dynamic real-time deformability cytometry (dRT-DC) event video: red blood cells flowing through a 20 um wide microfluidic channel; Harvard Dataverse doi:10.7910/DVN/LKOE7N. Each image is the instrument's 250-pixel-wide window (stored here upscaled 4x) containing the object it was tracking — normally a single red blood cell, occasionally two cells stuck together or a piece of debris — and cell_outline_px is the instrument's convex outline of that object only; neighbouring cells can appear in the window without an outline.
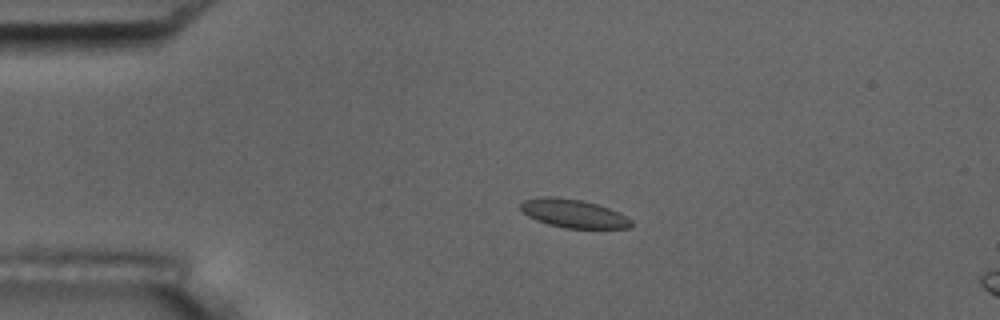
{"species": "common noctule bat (a hibernating species)", "species_latin": "Nyctalus noctula", "temperature_condition": "room temperature", "stored_images_in_passage": 8, "camera_frame_rate_fps": 3000, "um_per_image_px": 0.085, "animal": {"sex": "male", "body_mass_g": 17.5, "forearm_length_mm": 52.3}, "frame": {"image": 1, "passage_image": 3, "time_ms": 0.667, "image_size_px": [1000, 320], "cell_outline_px": [[632, 224], [628, 228], [564, 228], [548, 224], [536, 220], [528, 216], [520, 208], [520, 204], [524, 200], [540, 196], [556, 196], [580, 200], [596, 204], [608, 208], [632, 220]], "centroid_in_image_um": [48.69, 18.14], "position_along_channel_um": 36.3, "area_um2": 18.15}}